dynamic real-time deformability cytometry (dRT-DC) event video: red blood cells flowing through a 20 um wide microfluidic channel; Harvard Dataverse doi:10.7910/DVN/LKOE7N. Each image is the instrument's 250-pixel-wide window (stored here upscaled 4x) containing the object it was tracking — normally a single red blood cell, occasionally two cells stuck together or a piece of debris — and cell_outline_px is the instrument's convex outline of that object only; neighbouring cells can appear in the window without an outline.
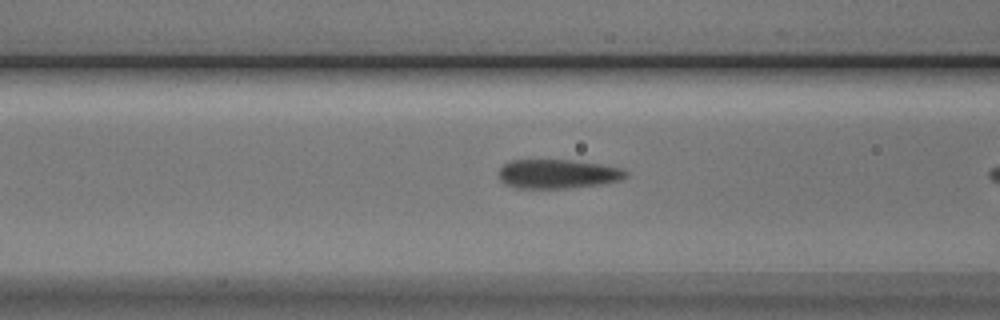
{"species": "Egyptian fruit bat (a non-hibernating species)", "species_latin": "Rousettus aegyptiacus", "temperature_condition": "cold", "stored_images_in_passage": 10, "camera_frame_rate_fps": 3000, "um_per_image_px": 0.085, "animal": {"sex": "male"}, "frame": {"image": 1, "passage_image": 9, "time_ms": 2.667, "image_size_px": [1000, 320], "cell_outline_px": [[628, 176], [620, 180], [600, 184], [568, 188], [516, 188], [504, 184], [500, 180], [500, 168], [504, 164], [512, 160], [572, 160], [600, 164], [624, 168], [628, 172]], "centroid_in_image_um": [47.43, 14.78], "position_along_channel_um": 119.2, "area_um2": 21.62}}